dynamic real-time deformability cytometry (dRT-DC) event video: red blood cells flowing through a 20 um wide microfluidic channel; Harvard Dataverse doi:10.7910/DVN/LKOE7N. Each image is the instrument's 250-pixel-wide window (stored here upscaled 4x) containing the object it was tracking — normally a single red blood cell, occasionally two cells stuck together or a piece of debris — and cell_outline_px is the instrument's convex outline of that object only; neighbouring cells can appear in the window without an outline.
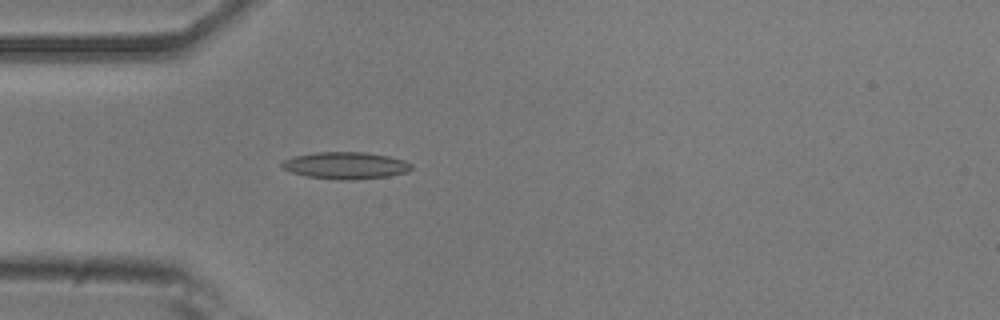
{"species": "common noctule bat (a hibernating species)", "species_latin": "Nyctalus noctula", "temperature_condition": "room temperature", "stored_images_in_passage": 36, "camera_frame_rate_fps": 3000, "um_per_image_px": 0.085, "animal": {"sex": "male", "body_mass_g": 20.5, "forearm_length_mm": 52.5}, "frame": {"image": 1, "passage_image": 2, "time_ms": 0.333, "image_size_px": [1000, 320], "cell_outline_px": [[412, 168], [408, 172], [388, 176], [352, 180], [340, 180], [308, 176], [292, 172], [284, 168], [280, 164], [284, 160], [292, 156], [312, 152], [364, 152], [388, 156], [404, 160], [412, 164]], "centroid_in_image_um": [29.38, 14.06], "position_along_channel_um": 55.6, "area_um2": 20.35}}
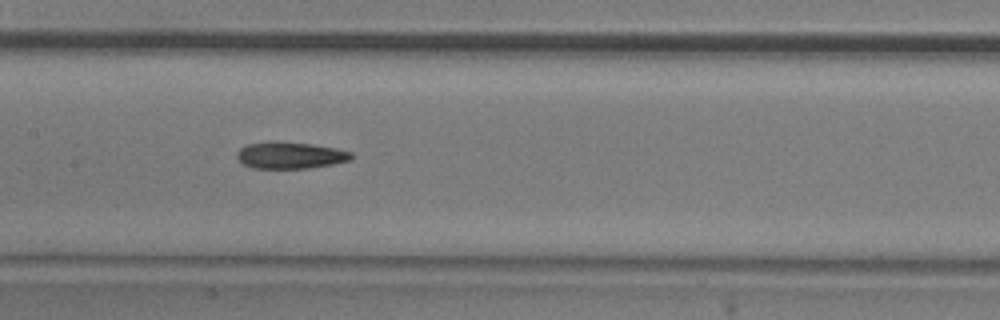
{"frame": {"image": 2, "passage_image": 12, "time_ms": 3.667, "image_size_px": [1000, 320], "cell_outline_px": [[352, 160], [332, 164], [308, 168], [252, 168], [244, 164], [236, 156], [236, 152], [240, 148], [248, 144], [268, 140], [276, 140], [312, 144], [336, 148], [352, 152]], "centroid_in_image_um": [24.65, 13.18], "position_along_channel_um": 182.7, "area_um2": 18.03}}
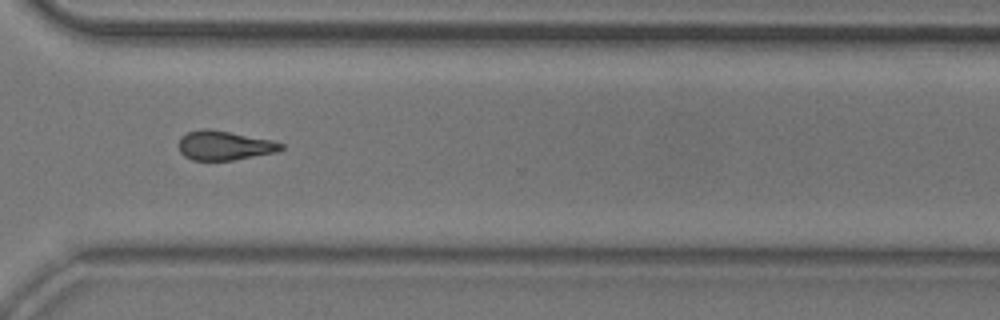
{"frame": {"image": 3, "passage_image": 25, "time_ms": 8.0, "image_size_px": [1000, 320], "cell_outline_px": [[284, 148], [276, 152], [232, 160], [192, 160], [184, 156], [180, 152], [180, 136], [188, 132], [200, 128], [208, 128], [272, 140], [284, 144]], "centroid_in_image_um": [19.06, 12.36], "position_along_channel_um": 351.5, "area_um2": 17.4}, "authors_computed_cell_mechanics": {"area_um2": 17.6001, "velocity_mm_per_s": 3.911, "shape_relaxation_time_tau1_ms": 8.4322, "shape_relaxation_time_tau2_ms": 9.0735, "deformation_change_tau1": 0.2002, "deformation_change_tau2": 0.2176}}